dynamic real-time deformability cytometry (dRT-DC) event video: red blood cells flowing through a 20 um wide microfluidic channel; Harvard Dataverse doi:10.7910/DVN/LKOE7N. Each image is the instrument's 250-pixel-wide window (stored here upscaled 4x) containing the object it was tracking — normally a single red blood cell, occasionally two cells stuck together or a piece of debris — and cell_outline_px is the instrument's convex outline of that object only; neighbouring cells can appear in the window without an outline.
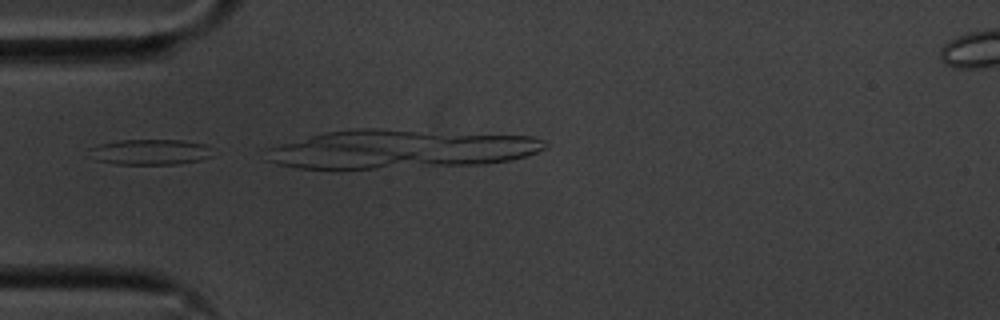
{"species": "common noctule bat (a hibernating species)", "species_latin": "Nyctalus noctula", "temperature_condition": "cold", "stored_images_in_passage": 16, "camera_frame_rate_fps": 3000, "um_per_image_px": 0.085, "animal": {"sex": "male", "body_mass_g": 20.1, "forearm_length_mm": 53.5}, "frame": {"image": 1, "passage_image": 14, "time_ms": 4.333, "image_size_px": [1000, 320], "cell_outline_px": [[212, 156], [200, 160], [176, 164], [116, 164], [96, 160], [88, 148], [100, 144], [120, 140], [184, 140], [208, 144]], "centroid_in_image_um": [12.8, 12.91], "position_along_channel_um": 72.2, "area_um2": 18.32}}